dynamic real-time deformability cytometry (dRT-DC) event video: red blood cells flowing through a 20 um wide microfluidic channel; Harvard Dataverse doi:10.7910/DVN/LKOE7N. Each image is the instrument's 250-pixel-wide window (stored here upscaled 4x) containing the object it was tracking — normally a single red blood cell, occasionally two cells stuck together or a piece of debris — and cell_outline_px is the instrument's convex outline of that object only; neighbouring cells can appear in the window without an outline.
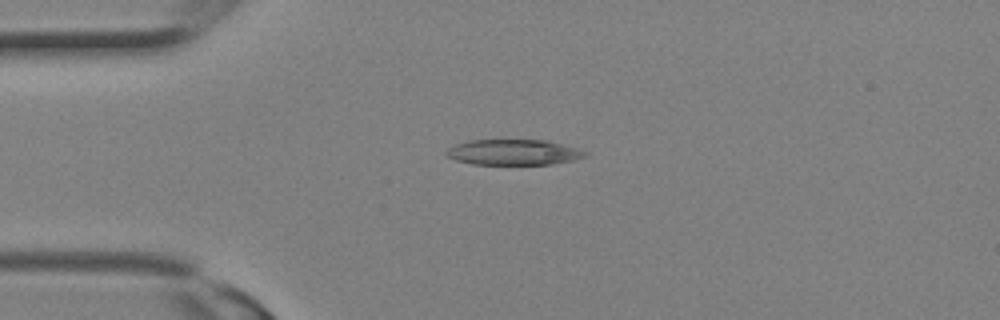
{"species": "Egyptian fruit bat (a non-hibernating species)", "species_latin": "Rousettus aegyptiacus", "temperature_condition": "room temperature", "stored_images_in_passage": 19, "camera_frame_rate_fps": 3000, "um_per_image_px": 0.085, "animal": {"sex": "female"}, "frame": {"image": 1, "passage_image": 7, "time_ms": 2.0, "image_size_px": [1000, 320], "cell_outline_px": [[588, 156], [572, 160], [552, 164], [472, 164], [456, 160], [444, 156], [444, 152], [448, 148], [456, 144], [468, 140], [544, 140], [576, 148], [588, 152]], "centroid_in_image_um": [43.6, 12.94], "position_along_channel_um": 41.4, "area_um2": 20.63}}
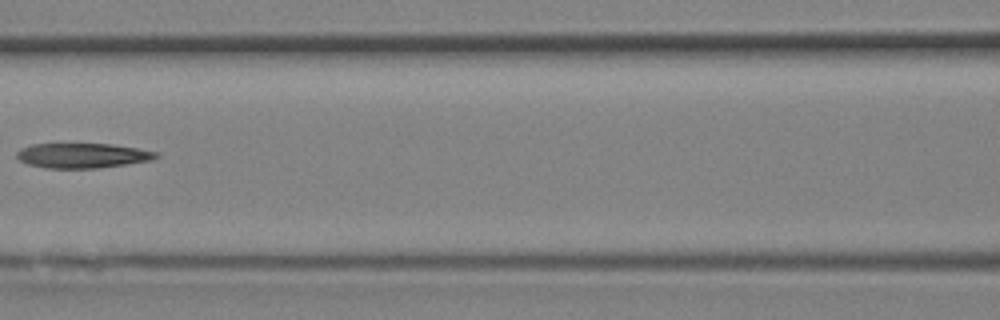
{"frame": {"image": 2, "passage_image": 13, "time_ms": 4.0, "image_size_px": [1000, 320], "cell_outline_px": [[160, 156], [152, 160], [96, 168], [48, 168], [28, 164], [20, 160], [16, 156], [16, 152], [20, 148], [32, 144], [112, 144], [160, 152]], "centroid_in_image_um": [7.02, 13.21], "position_along_channel_um": 159.6, "area_um2": 20.11}}
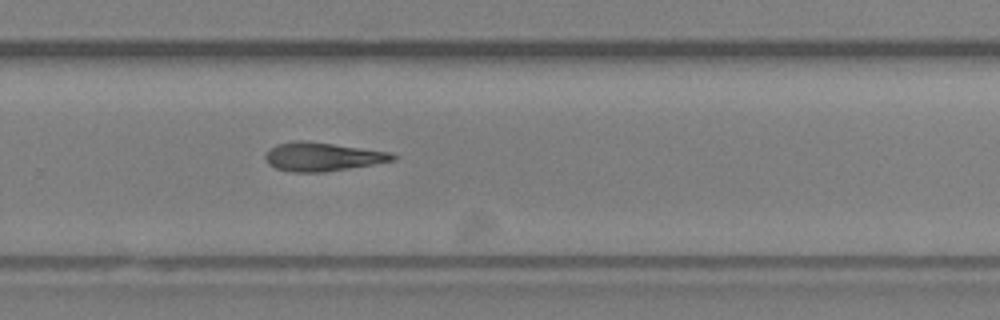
{"frame": {"image": 3, "passage_image": 19, "time_ms": 6.0, "image_size_px": [1000, 320], "cell_outline_px": [[396, 160], [324, 172], [292, 172], [276, 168], [268, 164], [264, 156], [268, 148], [276, 144], [292, 140], [304, 140], [392, 152], [396, 156]], "centroid_in_image_um": [27.36, 13.31], "position_along_channel_um": 302.4, "area_um2": 21.33}}